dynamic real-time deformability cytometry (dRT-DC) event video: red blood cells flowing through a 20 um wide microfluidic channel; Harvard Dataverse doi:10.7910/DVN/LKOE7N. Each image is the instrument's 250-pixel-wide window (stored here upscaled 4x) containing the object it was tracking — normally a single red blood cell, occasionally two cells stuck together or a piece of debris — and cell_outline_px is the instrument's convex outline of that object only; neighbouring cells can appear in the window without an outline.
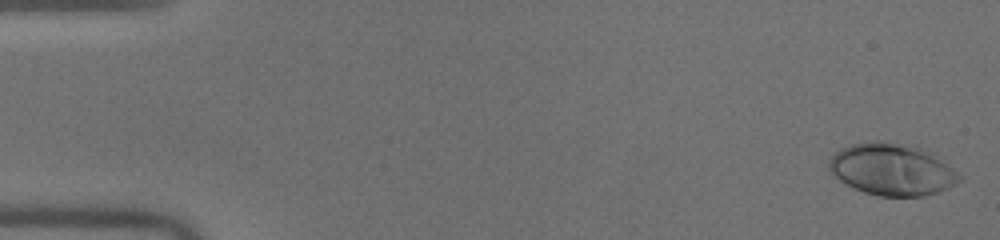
{"species": "human", "species_latin": "Homo sapiens", "temperature_condition": "warm", "stored_images_in_passage": 50, "camera_frame_rate_fps": 3000, "um_per_image_px": 0.085, "donor": {"sex": "male"}, "frame": {"image": 1, "passage_image": 1, "time_ms": 0.0, "image_size_px": [1000, 240], "cell_outline_px": [[964, 176], [956, 184], [948, 188], [924, 196], [880, 196], [864, 192], [840, 180], [828, 172], [828, 160], [840, 148], [852, 144], [868, 140], [888, 140], [920, 148], [952, 168]], "centroid_in_image_um": [75.77, 14.39], "position_along_channel_um": 9.2, "area_um2": 39.3}}
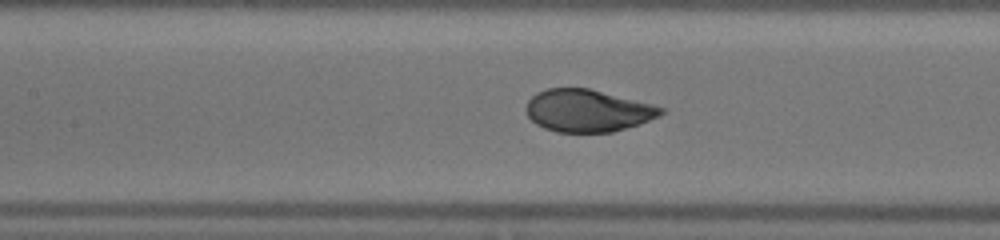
{"frame": {"image": 2, "passage_image": 23, "time_ms": 7.333, "image_size_px": [1000, 240], "cell_outline_px": [[664, 112], [660, 116], [612, 132], [556, 132], [544, 128], [536, 124], [528, 116], [524, 108], [528, 100], [536, 92], [548, 88], [588, 88], [652, 104], [664, 108]], "centroid_in_image_um": [49.9, 9.4], "position_along_channel_um": 157.5, "area_um2": 33.06}}
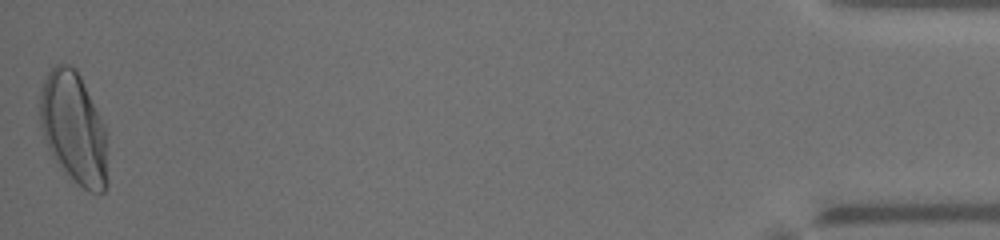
{"frame": {"image": 3, "passage_image": 50, "time_ms": 16.333, "image_size_px": [1000, 240], "cell_outline_px": [[108, 184], [104, 192], [88, 192], [72, 180], [52, 156], [44, 140], [40, 124], [40, 92], [44, 80], [48, 72], [56, 64], [68, 64], [76, 68], [80, 76], [104, 128]], "centroid_in_image_um": [6.24, 10.92], "position_along_channel_um": 429.0, "area_um2": 43.52}, "authors_computed_cell_mechanics": {"area_um2": 35.2002, "velocity_mm_per_s": 4.0596, "shape_relaxation_time_tau1_ms": 2.9546, "shape_relaxation_time_tau2_ms": null, "deformation_change_tau1": 0.207, "deformation_change_tau2": null}}